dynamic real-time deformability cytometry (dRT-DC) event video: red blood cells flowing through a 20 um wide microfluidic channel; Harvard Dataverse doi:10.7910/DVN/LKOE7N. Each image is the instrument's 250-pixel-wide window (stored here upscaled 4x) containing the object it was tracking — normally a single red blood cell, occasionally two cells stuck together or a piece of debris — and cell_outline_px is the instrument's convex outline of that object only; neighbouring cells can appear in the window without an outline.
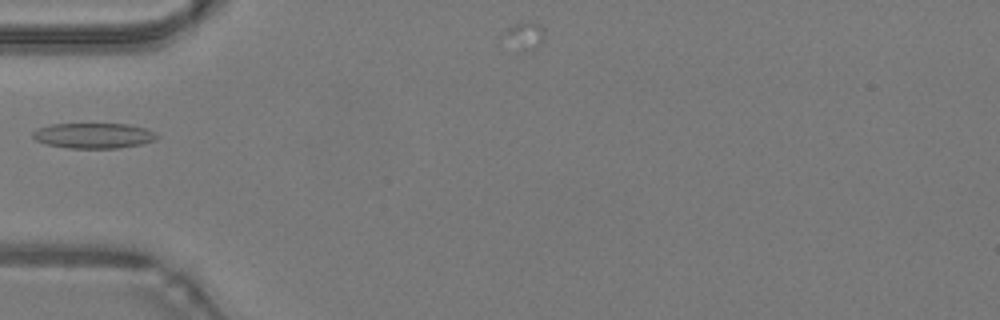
{"species": "common noctule bat (a hibernating species)", "species_latin": "Nyctalus noctula", "temperature_condition": "warm", "stored_images_in_passage": 29, "camera_frame_rate_fps": 3000, "um_per_image_px": 0.085, "animal": {"sex": "male", "body_mass_g": 19.2, "forearm_length_mm": 51.8}, "frame": {"image": 1, "passage_image": 1, "time_ms": 0.0, "image_size_px": [1000, 320], "cell_outline_px": [[160, 136], [156, 140], [140, 144], [116, 148], [68, 148], [48, 144], [36, 140], [32, 136], [32, 132], [36, 128], [52, 124], [128, 124], [144, 128], [156, 132]], "centroid_in_image_um": [7.97, 11.52], "position_along_channel_um": 77.0, "area_um2": 18.32}}
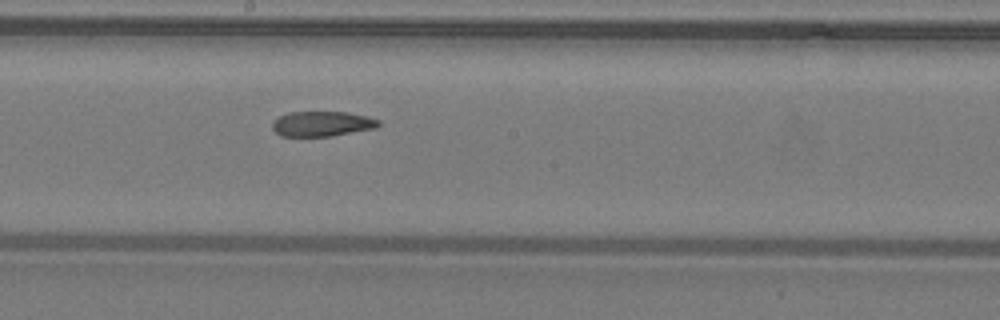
{"frame": {"image": 2, "passage_image": 11, "time_ms": 3.333, "image_size_px": [1000, 320], "cell_outline_px": [[380, 124], [376, 128], [332, 136], [280, 136], [272, 128], [272, 124], [280, 116], [288, 112], [348, 112], [380, 120]], "centroid_in_image_um": [27.38, 10.53], "position_along_channel_um": 220.8, "area_um2": 15.43}}
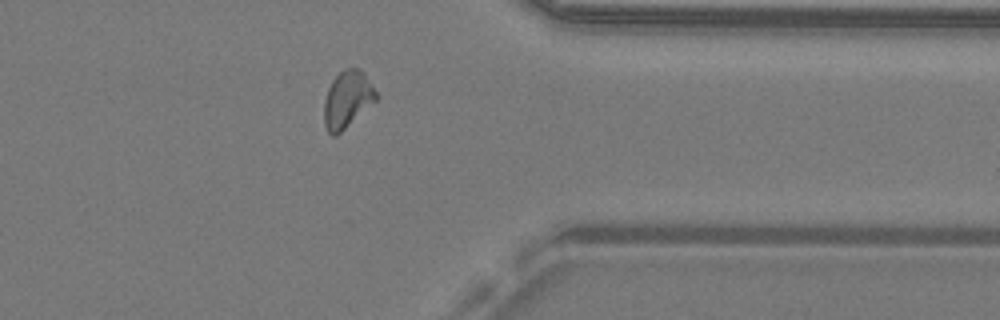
{"frame": {"image": 3, "passage_image": 23, "time_ms": 7.333, "image_size_px": [1000, 320], "cell_outline_px": [[380, 96], [376, 100], [336, 136], [332, 136], [328, 132], [324, 124], [324, 100], [328, 88], [332, 80], [344, 68], [360, 68], [364, 72]], "centroid_in_image_um": [29.53, 8.43], "position_along_channel_um": 381.9, "area_um2": 17.28}}